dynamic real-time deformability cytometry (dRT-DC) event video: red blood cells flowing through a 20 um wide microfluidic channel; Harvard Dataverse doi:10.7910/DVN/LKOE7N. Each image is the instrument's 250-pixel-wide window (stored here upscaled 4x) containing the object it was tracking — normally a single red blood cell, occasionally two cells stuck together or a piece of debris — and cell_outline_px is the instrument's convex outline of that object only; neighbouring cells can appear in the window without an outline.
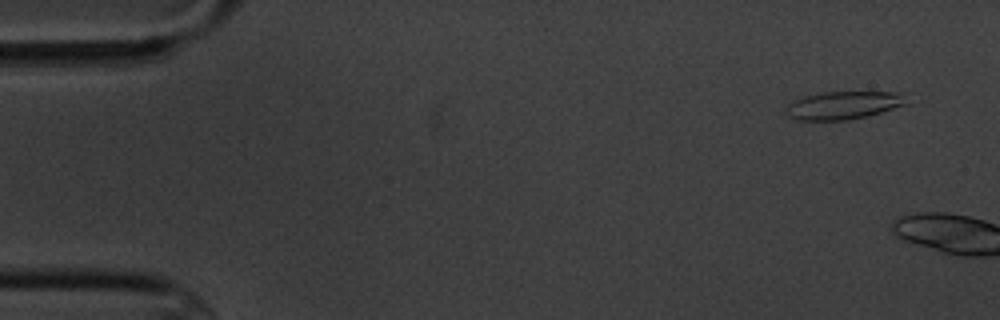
{"species": "common noctule bat (a hibernating species)", "species_latin": "Nyctalus noctula", "temperature_condition": "cold", "stored_images_in_passage": 2, "camera_frame_rate_fps": 3000, "um_per_image_px": 0.085, "animal": {"sex": "male", "body_mass_g": 20.1, "forearm_length_mm": 53.5}, "frame": {"image": 1, "passage_image": 1, "time_ms": 0.0, "image_size_px": [1000, 320], "cell_outline_px": [[908, 104], [880, 112], [848, 120], [796, 120], [784, 116], [784, 112], [788, 104], [804, 96], [824, 92], [900, 92]], "centroid_in_image_um": [71.62, 8.95], "position_along_channel_um": 13.4, "area_um2": 19.54}}